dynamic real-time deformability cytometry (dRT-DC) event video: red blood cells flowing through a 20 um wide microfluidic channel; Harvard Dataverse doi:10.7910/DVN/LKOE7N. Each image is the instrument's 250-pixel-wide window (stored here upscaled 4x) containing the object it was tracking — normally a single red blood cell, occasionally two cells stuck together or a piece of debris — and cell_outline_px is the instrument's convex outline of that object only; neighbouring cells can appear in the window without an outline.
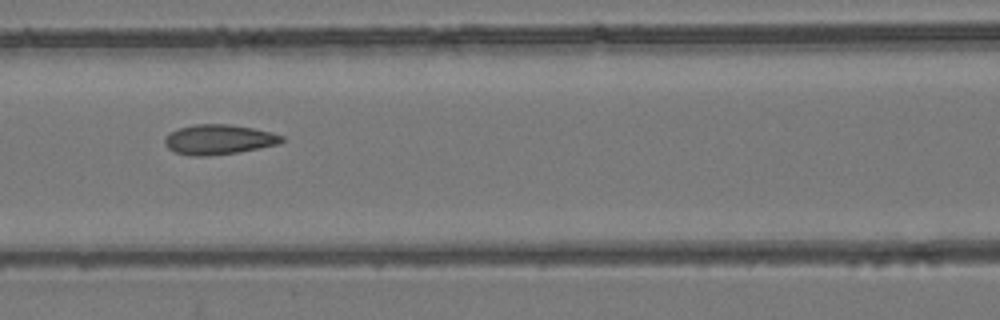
{"species": "common noctule bat (a hibernating species)", "species_latin": "Nyctalus noctula", "temperature_condition": "room temperature", "stored_images_in_passage": 8, "camera_frame_rate_fps": 3000, "um_per_image_px": 0.085, "animal": {"sex": "female", "body_mass_g": 24.6, "forearm_length_mm": 56.2}, "frame": {"image": 1, "passage_image": 6, "time_ms": 6.667, "image_size_px": [1000, 320], "cell_outline_px": [[284, 140], [280, 144], [260, 148], [236, 152], [208, 156], [192, 156], [176, 152], [168, 148], [164, 144], [164, 140], [172, 132], [180, 128], [192, 124], [228, 124], [252, 128], [272, 132], [284, 136]], "centroid_in_image_um": [18.63, 11.86], "position_along_channel_um": 148.0, "area_um2": 20.29}}
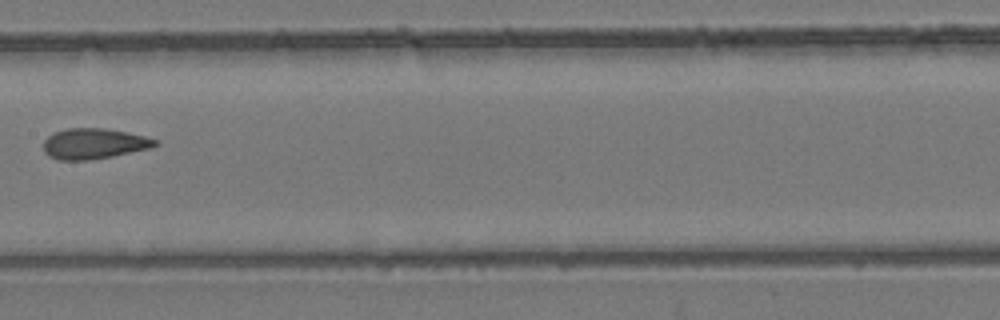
{"frame": {"image": 2, "passage_image": 7, "time_ms": 8.0, "image_size_px": [1000, 320], "cell_outline_px": [[160, 144], [152, 148], [112, 156], [88, 160], [60, 160], [48, 156], [44, 152], [44, 140], [52, 132], [64, 128], [104, 128], [128, 132], [160, 140]], "centroid_in_image_um": [8.0, 12.2], "position_along_channel_um": 199.4, "area_um2": 20.17}}
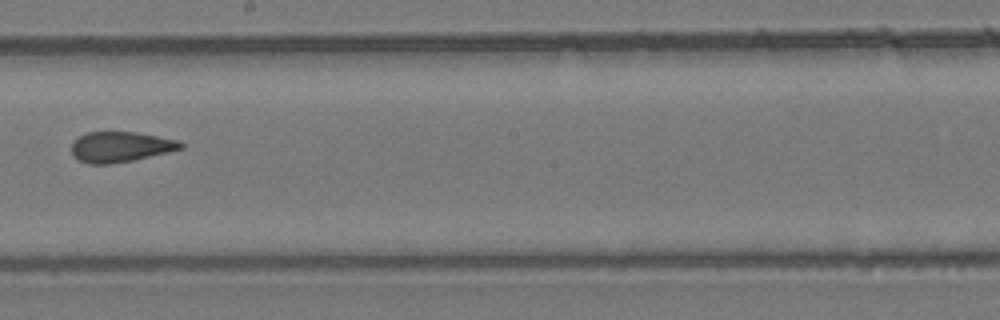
{"frame": {"image": 3, "passage_image": 8, "time_ms": 9.0, "image_size_px": [1000, 320], "cell_outline_px": [[184, 148], [168, 152], [132, 160], [108, 164], [88, 164], [72, 156], [72, 140], [88, 132], [136, 132], [180, 140], [184, 144]], "centroid_in_image_um": [10.24, 12.48], "position_along_channel_um": 238.0, "area_um2": 19.36}}